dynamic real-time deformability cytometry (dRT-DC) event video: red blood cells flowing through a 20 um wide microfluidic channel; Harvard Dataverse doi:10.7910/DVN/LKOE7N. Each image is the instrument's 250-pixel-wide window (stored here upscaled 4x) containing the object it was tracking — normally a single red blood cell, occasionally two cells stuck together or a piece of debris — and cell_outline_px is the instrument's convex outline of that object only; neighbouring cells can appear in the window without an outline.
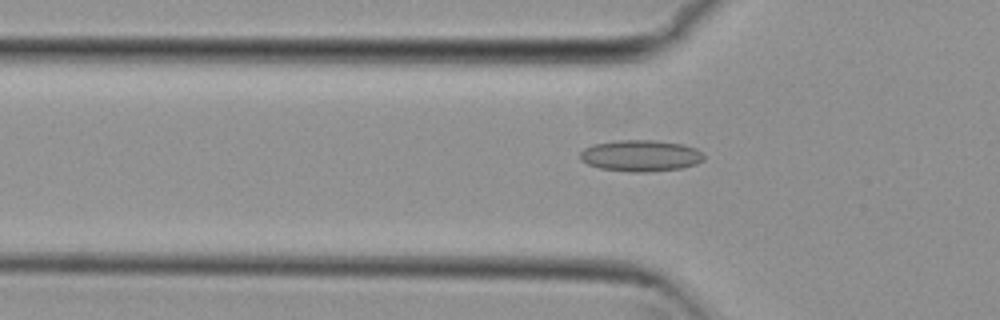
{"species": "common noctule bat (a hibernating species)", "species_latin": "Nyctalus noctula", "temperature_condition": "cold", "stored_images_in_passage": 41, "camera_frame_rate_fps": 3000, "um_per_image_px": 0.085, "animal": {"sex": "female", "body_mass_g": 29.2, "forearm_length_mm": 56.3}, "frame": {"image": 1, "passage_image": 5, "time_ms": 1.333, "image_size_px": [1000, 320], "cell_outline_px": [[704, 160], [696, 164], [680, 168], [648, 172], [632, 172], [600, 168], [588, 164], [580, 160], [580, 152], [584, 148], [592, 144], [616, 140], [656, 140], [684, 144], [696, 148], [704, 156]], "centroid_in_image_um": [54.44, 13.22], "position_along_channel_um": 71.4, "area_um2": 22.77}}
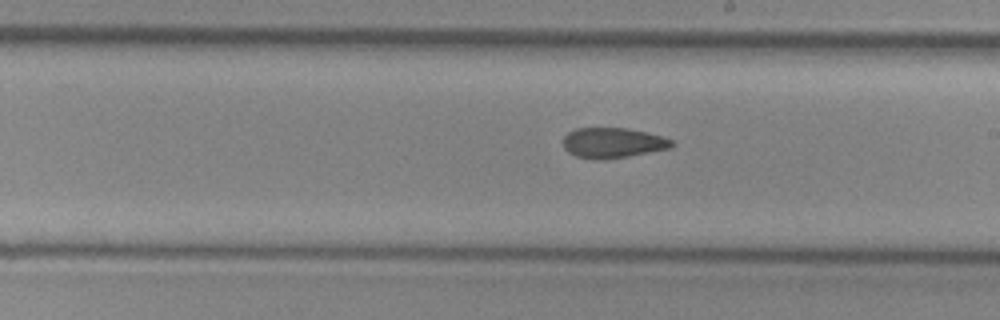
{"frame": {"image": 2, "passage_image": 18, "time_ms": 5.667, "image_size_px": [1000, 320], "cell_outline_px": [[676, 144], [672, 148], [628, 156], [604, 160], [596, 160], [576, 156], [568, 152], [564, 148], [564, 136], [568, 132], [576, 128], [624, 128], [644, 132], [660, 136], [672, 140]], "centroid_in_image_um": [52.08, 12.15], "position_along_channel_um": 236.9, "area_um2": 19.13}}
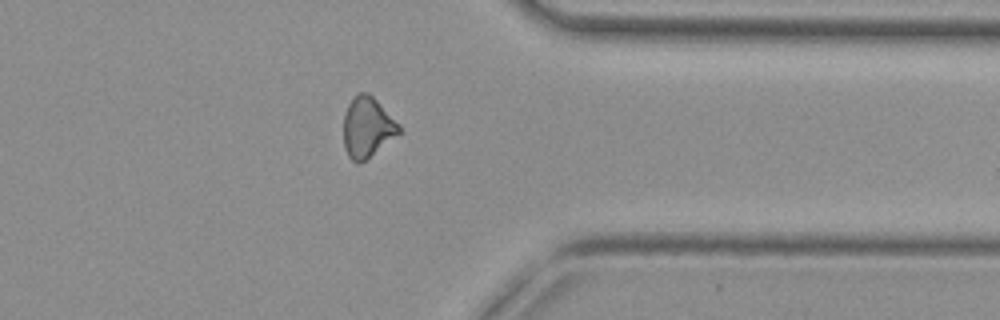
{"frame": {"image": 3, "passage_image": 30, "time_ms": 9.667, "image_size_px": [1000, 320], "cell_outline_px": [[400, 132], [360, 164], [356, 164], [348, 156], [344, 148], [344, 112], [348, 104], [356, 92], [368, 92], [400, 124]], "centroid_in_image_um": [31.19, 10.8], "position_along_channel_um": 380.2, "area_um2": 19.42}, "authors_computed_cell_mechanics": {"area_um2": 19.5942, "velocity_mm_per_s": 3.8028, "shape_relaxation_time_tau1_ms": null, "shape_relaxation_time_tau2_ms": 4.4934, "deformation_change_tau1": null, "deformation_change_tau2": 0.1256}}